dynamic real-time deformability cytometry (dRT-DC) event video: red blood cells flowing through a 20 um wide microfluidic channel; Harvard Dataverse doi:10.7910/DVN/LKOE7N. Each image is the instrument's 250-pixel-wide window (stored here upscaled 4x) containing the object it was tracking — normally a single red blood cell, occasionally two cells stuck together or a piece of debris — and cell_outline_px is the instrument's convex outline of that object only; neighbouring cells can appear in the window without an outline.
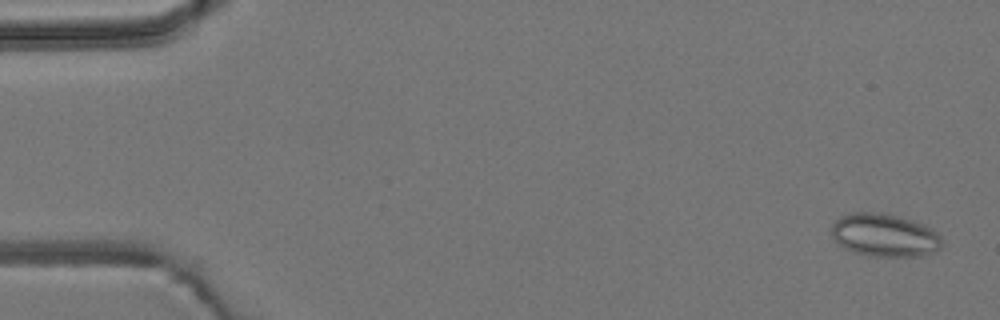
{"species": "common noctule bat (a hibernating species)", "species_latin": "Nyctalus noctula", "temperature_condition": "room temperature", "stored_images_in_passage": 3, "camera_frame_rate_fps": 3000, "um_per_image_px": 0.085, "animal": {"sex": "male", "body_mass_g": 19.2, "forearm_length_mm": 51.8}, "frame": {"image": 1, "passage_image": 1, "time_ms": 0.0, "image_size_px": [1000, 320], "cell_outline_px": [[940, 248], [936, 252], [920, 256], [868, 256], [852, 252], [836, 244], [832, 240], [832, 224], [840, 216], [852, 212], [884, 212], [920, 224], [936, 232], [940, 236]], "centroid_in_image_um": [75.1, 20.0], "position_along_channel_um": 9.9, "area_um2": 27.69}}